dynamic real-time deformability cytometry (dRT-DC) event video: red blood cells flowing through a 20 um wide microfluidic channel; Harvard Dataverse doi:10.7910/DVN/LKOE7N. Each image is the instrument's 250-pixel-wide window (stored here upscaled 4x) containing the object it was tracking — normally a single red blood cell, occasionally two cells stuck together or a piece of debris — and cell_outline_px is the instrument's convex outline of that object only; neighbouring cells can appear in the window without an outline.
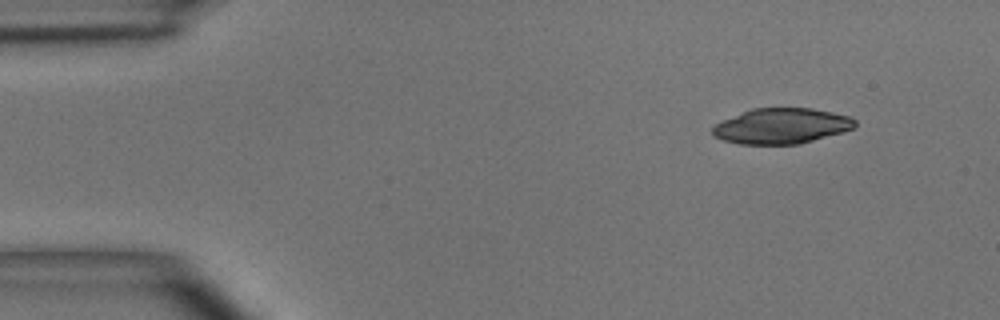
{"species": "common noctule bat (a hibernating species)", "species_latin": "Nyctalus noctula", "temperature_condition": "room temperature", "stored_images_in_passage": 6, "camera_frame_rate_fps": 3000, "um_per_image_px": 0.085, "animal": {"sex": "male", "body_mass_g": 15.6}, "frame": {"image": 1, "passage_image": 1, "time_ms": 0.0, "image_size_px": [1000, 320], "cell_outline_px": [[856, 124], [852, 128], [844, 132], [800, 144], [740, 144], [724, 140], [712, 136], [712, 128], [716, 124], [724, 120], [752, 108], [812, 108], [832, 112], [848, 116], [856, 120]], "centroid_in_image_um": [66.44, 10.71], "position_along_channel_um": 18.6, "area_um2": 29.36}}